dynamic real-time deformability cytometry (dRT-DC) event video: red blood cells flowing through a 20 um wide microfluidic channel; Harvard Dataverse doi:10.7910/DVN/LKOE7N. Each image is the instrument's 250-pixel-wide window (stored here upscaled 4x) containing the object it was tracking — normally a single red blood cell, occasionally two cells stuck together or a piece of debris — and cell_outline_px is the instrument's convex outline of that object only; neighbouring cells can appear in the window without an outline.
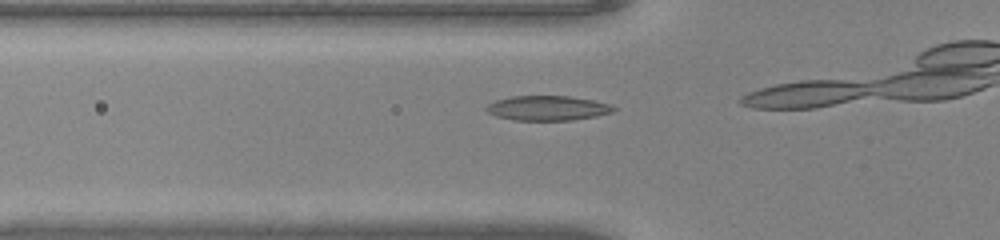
{"species": "common noctule bat (a hibernating species)", "species_latin": "Nyctalus noctula", "temperature_condition": "warm", "stored_images_in_passage": 7, "camera_frame_rate_fps": 3000, "um_per_image_px": 0.085, "animal": {"sex": "male", "body_mass_g": 20.0, "forearm_length_mm": 53.3}, "frame": {"image": 1, "passage_image": 5, "time_ms": 1.333, "image_size_px": [1000, 240], "cell_outline_px": [[616, 108], [612, 112], [596, 116], [572, 120], [512, 120], [496, 116], [488, 112], [484, 108], [488, 104], [496, 100], [512, 96], [568, 96], [592, 100], [608, 104]], "centroid_in_image_um": [46.5, 9.19], "position_along_channel_um": 79.3, "area_um2": 18.21}}